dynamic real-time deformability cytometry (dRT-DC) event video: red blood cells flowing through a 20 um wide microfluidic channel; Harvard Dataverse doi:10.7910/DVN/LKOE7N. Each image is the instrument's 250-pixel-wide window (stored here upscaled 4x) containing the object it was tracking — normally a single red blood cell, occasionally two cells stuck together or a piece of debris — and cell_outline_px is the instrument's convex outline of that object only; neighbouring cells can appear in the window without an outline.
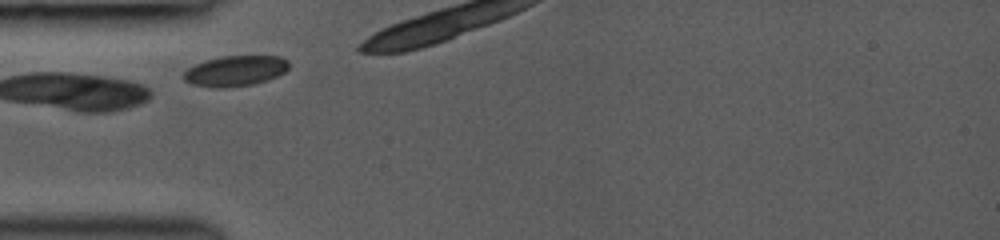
{"species": "common noctule bat (a hibernating species)", "species_latin": "Nyctalus noctula", "temperature_condition": "room temperature", "stored_images_in_passage": 8, "camera_frame_rate_fps": 3000, "um_per_image_px": 0.085, "animal": {"sex": "female", "body_mass_g": 19.0, "forearm_length_mm": 53.3}, "frame": {"image": 1, "passage_image": 1, "time_ms": 0.0, "image_size_px": [1000, 240], "cell_outline_px": [[288, 68], [284, 72], [268, 80], [252, 84], [220, 88], [216, 88], [192, 84], [184, 80], [184, 72], [188, 68], [204, 60], [224, 56], [280, 56], [288, 60]], "centroid_in_image_um": [20.0, 6.02], "position_along_channel_um": 65.0, "area_um2": 18.55}}